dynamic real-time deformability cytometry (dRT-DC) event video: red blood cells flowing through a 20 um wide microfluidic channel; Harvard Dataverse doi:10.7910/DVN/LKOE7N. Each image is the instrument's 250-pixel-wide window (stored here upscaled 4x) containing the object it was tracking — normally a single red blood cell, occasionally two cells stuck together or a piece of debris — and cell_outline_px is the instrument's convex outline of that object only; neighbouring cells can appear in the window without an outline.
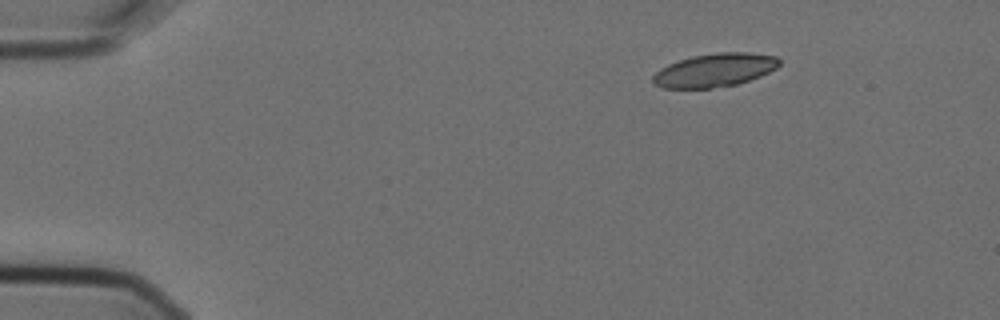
{"species": "Egyptian fruit bat (a non-hibernating species)", "species_latin": "Rousettus aegyptiacus", "temperature_condition": "cold", "stored_images_in_passage": 3, "camera_frame_rate_fps": 3000, "um_per_image_px": 0.085, "animal": {"sex": "female"}, "frame": {"image": 1, "passage_image": 1, "time_ms": 0.0, "image_size_px": [1000, 320], "cell_outline_px": [[780, 64], [776, 68], [760, 76], [736, 84], [712, 88], [664, 88], [652, 84], [652, 76], [660, 68], [668, 64], [692, 56], [716, 52], [748, 52], [776, 56], [780, 60]], "centroid_in_image_um": [60.73, 5.96], "position_along_channel_um": 24.3, "area_um2": 24.62}}